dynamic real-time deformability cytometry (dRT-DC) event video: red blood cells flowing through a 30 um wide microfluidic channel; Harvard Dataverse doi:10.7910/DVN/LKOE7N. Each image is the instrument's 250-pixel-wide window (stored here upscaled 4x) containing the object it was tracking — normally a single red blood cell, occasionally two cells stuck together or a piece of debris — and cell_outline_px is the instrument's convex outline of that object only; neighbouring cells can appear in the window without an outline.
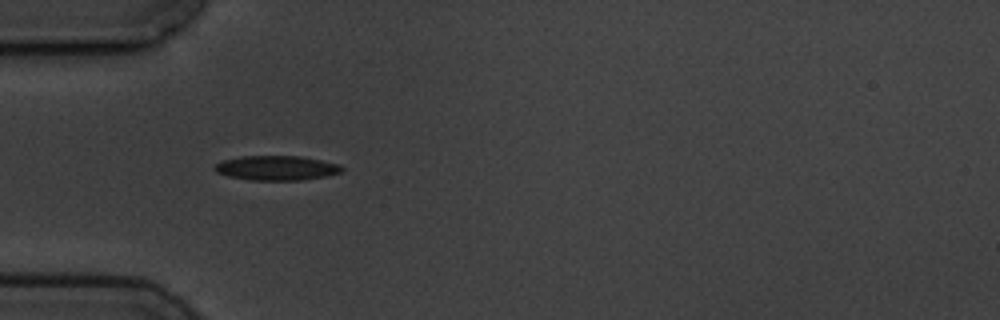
{"species": "common noctule bat (a hibernating species)", "species_latin": "Nyctalus noctula", "temperature_condition": "cold", "stored_images_in_passage": 2, "camera_frame_rate_fps": 3000, "um_per_image_px": 0.085, "animal": {"sex": "male", "body_mass_g": 19.5, "forearm_length_mm": 54.6}, "frame": {"image": 1, "passage_image": 1, "time_ms": 0.0, "image_size_px": [1000, 320], "cell_outline_px": [[344, 168], [340, 172], [324, 176], [300, 180], [248, 180], [228, 176], [216, 172], [212, 168], [216, 164], [224, 160], [240, 156], [300, 156], [320, 160], [336, 164]], "centroid_in_image_um": [23.44, 14.28], "position_along_channel_um": 61.6, "area_um2": 18.03}}
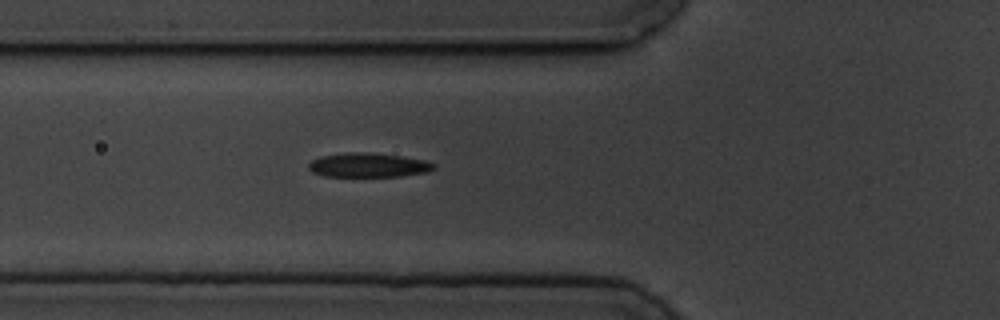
{"frame": {"image": 2, "passage_image": 2, "time_ms": 1.0, "image_size_px": [1000, 320], "cell_outline_px": [[436, 168], [428, 172], [400, 176], [324, 176], [312, 172], [308, 168], [308, 164], [312, 160], [320, 156], [344, 152], [364, 152], [400, 156], [424, 160], [436, 164]], "centroid_in_image_um": [31.29, 14.03], "position_along_channel_um": 94.5, "area_um2": 17.69}}